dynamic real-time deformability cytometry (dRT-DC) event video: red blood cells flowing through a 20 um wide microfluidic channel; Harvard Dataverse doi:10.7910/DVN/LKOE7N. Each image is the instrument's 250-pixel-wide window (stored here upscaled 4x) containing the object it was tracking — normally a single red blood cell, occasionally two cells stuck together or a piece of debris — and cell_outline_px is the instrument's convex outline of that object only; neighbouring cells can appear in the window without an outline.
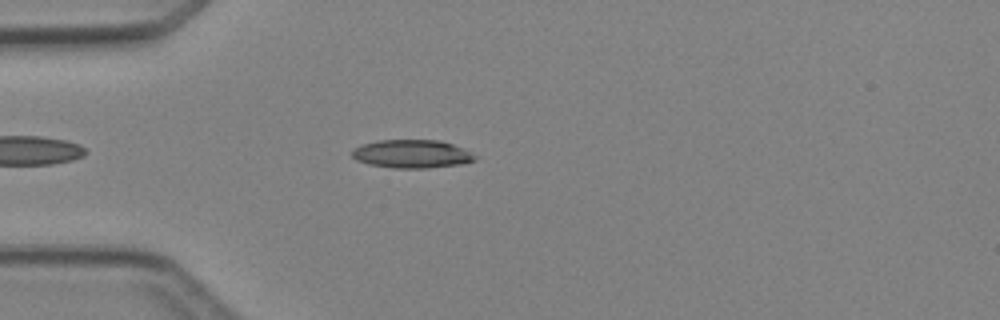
{"species": "Egyptian fruit bat (a non-hibernating species)", "species_latin": "Rousettus aegyptiacus", "temperature_condition": "cold", "stored_images_in_passage": 4, "camera_frame_rate_fps": 3000, "um_per_image_px": 0.085, "animal": {"sex": "female"}, "frame": {"image": 1, "passage_image": 4, "time_ms": 3.333, "image_size_px": [1000, 320], "cell_outline_px": [[480, 156], [476, 160], [460, 164], [428, 168], [392, 168], [368, 164], [356, 160], [352, 156], [352, 148], [376, 140], [440, 140], [464, 148]], "centroid_in_image_um": [35.04, 13.08], "position_along_channel_um": 50.0, "area_um2": 20.52}}